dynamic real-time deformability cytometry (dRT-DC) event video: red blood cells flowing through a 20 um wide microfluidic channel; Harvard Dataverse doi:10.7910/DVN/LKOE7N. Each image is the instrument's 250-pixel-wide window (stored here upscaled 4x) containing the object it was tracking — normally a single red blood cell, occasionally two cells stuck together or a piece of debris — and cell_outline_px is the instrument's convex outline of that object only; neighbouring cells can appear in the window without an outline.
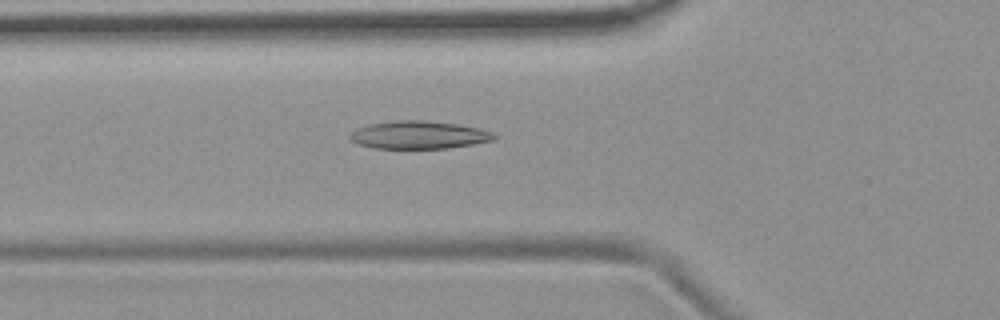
{"species": "common noctule bat (a hibernating species)", "species_latin": "Nyctalus noctula", "temperature_condition": "room temperature", "stored_images_in_passage": 32, "camera_frame_rate_fps": 3000, "um_per_image_px": 0.085, "animal": {"sex": "female", "body_mass_g": 19.9}, "frame": {"image": 1, "passage_image": 4, "time_ms": 1.0, "image_size_px": [1000, 320], "cell_outline_px": [[496, 140], [448, 148], [372, 148], [356, 144], [348, 136], [356, 128], [368, 124], [396, 120], [424, 120], [456, 124], [480, 128], [492, 132], [496, 136]], "centroid_in_image_um": [35.58, 11.47], "position_along_channel_um": 90.2, "area_um2": 23.47}}
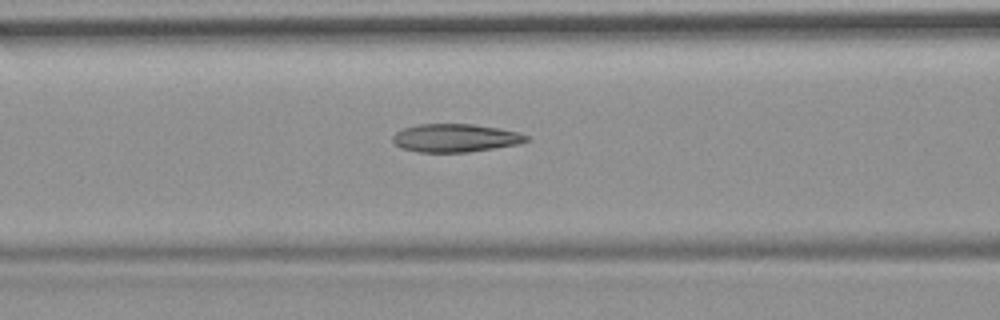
{"frame": {"image": 2, "passage_image": 7, "time_ms": 2.0, "image_size_px": [1000, 320], "cell_outline_px": [[528, 140], [520, 144], [468, 152], [420, 152], [400, 148], [392, 140], [392, 136], [396, 132], [404, 128], [416, 124], [472, 124], [496, 128], [516, 132], [528, 136]], "centroid_in_image_um": [38.67, 11.73], "position_along_channel_um": 127.9, "area_um2": 21.79}}
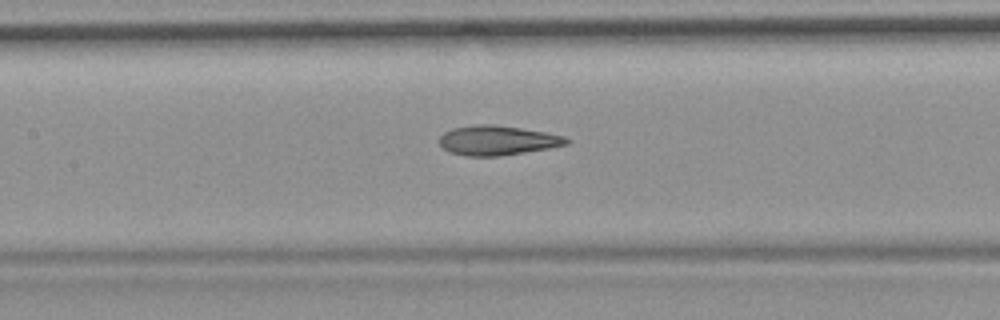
{"frame": {"image": 3, "passage_image": 10, "time_ms": 3.0, "image_size_px": [1000, 320], "cell_outline_px": [[572, 140], [568, 144], [548, 148], [500, 156], [468, 156], [448, 152], [440, 144], [440, 136], [444, 132], [452, 128], [476, 124], [492, 124], [520, 128], [544, 132], [564, 136]], "centroid_in_image_um": [42.27, 11.93], "position_along_channel_um": 165.1, "area_um2": 21.85}, "authors_computed_cell_mechanics": {"area_um2": 21.7617, "velocity_mm_per_s": 3.7197, "shape_relaxation_time_tau1_ms": null, "shape_relaxation_time_tau2_ms": 2.6728, "deformation_change_tau1": null, "deformation_change_tau2": 0.1232}}